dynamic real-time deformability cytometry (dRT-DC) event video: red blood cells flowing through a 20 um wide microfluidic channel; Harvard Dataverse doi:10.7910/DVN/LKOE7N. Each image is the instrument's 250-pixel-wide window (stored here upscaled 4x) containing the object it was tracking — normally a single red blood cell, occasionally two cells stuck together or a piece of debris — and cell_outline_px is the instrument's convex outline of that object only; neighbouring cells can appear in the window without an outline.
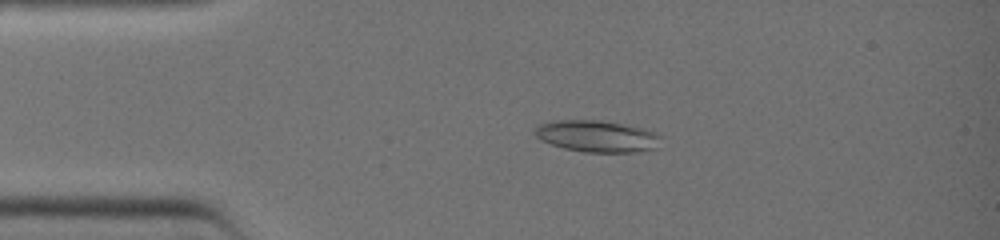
{"species": "common noctule bat (a hibernating species)", "species_latin": "Nyctalus noctula", "temperature_condition": "warm", "stored_images_in_passage": 8, "camera_frame_rate_fps": 3000, "um_per_image_px": 0.085, "animal": {"sex": "female", "body_mass_g": 19.0, "forearm_length_mm": 51.5}, "frame": {"image": 1, "passage_image": 3, "time_ms": 0.667, "image_size_px": [1000, 240], "cell_outline_px": [[664, 136], [656, 148], [636, 152], [584, 152], [564, 148], [540, 140], [532, 132], [536, 124], [552, 120], [600, 120], [640, 128], [656, 132]], "centroid_in_image_um": [50.71, 11.57], "position_along_channel_um": 34.3, "area_um2": 23.47}}